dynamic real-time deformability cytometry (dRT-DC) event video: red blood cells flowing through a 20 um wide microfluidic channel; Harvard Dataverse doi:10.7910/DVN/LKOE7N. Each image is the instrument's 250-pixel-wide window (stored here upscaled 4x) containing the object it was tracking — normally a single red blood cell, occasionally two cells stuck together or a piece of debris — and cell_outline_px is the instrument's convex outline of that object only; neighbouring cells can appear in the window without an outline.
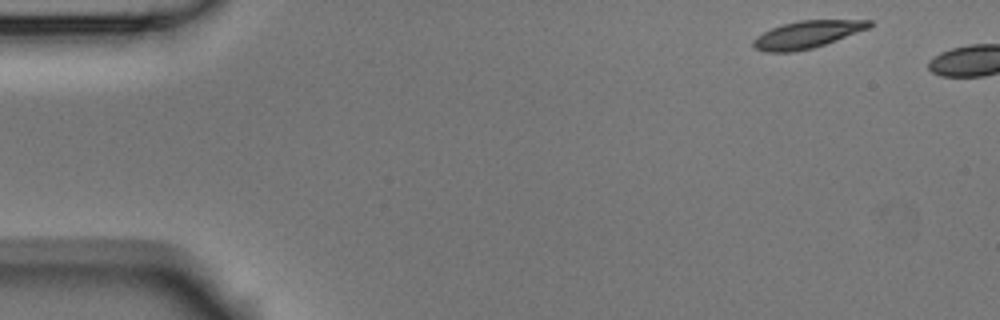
{"species": "Egyptian fruit bat (a non-hibernating species)", "species_latin": "Rousettus aegyptiacus", "temperature_condition": "room temperature", "stored_images_in_passage": 3, "camera_frame_rate_fps": 3000, "um_per_image_px": 0.085, "animal": {"sex": "male"}, "frame": {"image": 1, "passage_image": 1, "time_ms": 0.0, "image_size_px": [1000, 320], "cell_outline_px": [[872, 24], [868, 28], [836, 40], [812, 48], [792, 52], [764, 52], [756, 48], [752, 44], [752, 40], [756, 36], [772, 28], [784, 24], [800, 20], [872, 20]], "centroid_in_image_um": [68.57, 2.93], "position_along_channel_um": 16.4, "area_um2": 18.21}}
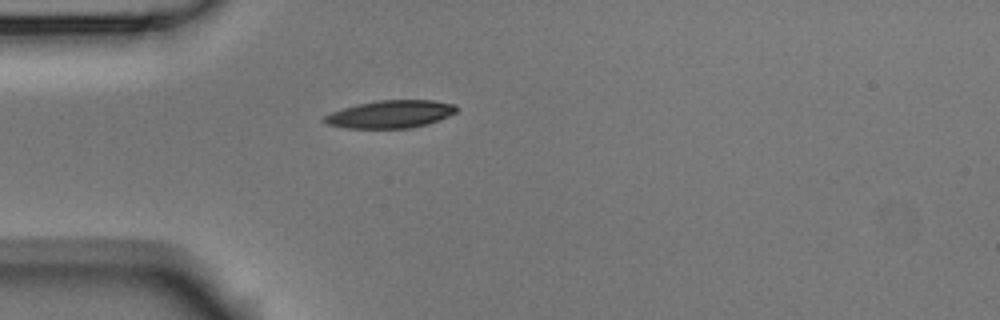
{"frame": {"image": 2, "passage_image": 3, "time_ms": 0.667, "image_size_px": [1000, 320], "cell_outline_px": [[456, 112], [440, 120], [428, 124], [408, 128], [348, 128], [328, 124], [324, 120], [324, 116], [332, 112], [344, 108], [360, 104], [380, 100], [432, 100], [456, 104]], "centroid_in_image_um": [33.24, 9.7], "position_along_channel_um": 51.8, "area_um2": 21.04}}